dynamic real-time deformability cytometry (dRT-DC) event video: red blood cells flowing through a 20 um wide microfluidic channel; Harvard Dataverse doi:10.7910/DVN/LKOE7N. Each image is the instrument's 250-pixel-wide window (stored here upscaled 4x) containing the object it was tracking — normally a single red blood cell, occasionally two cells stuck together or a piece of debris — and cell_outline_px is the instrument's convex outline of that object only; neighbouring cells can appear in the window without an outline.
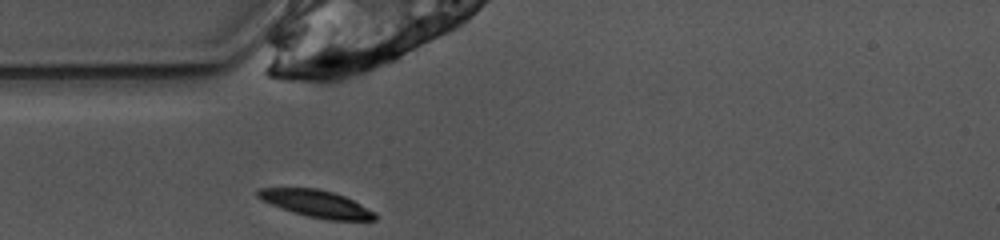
{"species": "common noctule bat (a hibernating species)", "species_latin": "Nyctalus noctula", "temperature_condition": "warm", "stored_images_in_passage": 26, "camera_frame_rate_fps": 3000, "um_per_image_px": 0.085, "animal": {"sex": "female", "body_mass_g": 10.0, "forearm_length_mm": 53.1}, "frame": {"image": 1, "passage_image": 1, "time_ms": 0.0, "image_size_px": [1000, 240], "cell_outline_px": [[376, 220], [328, 220], [308, 216], [272, 204], [256, 196], [256, 192], [260, 188], [316, 188], [332, 192], [344, 196], [376, 212]], "centroid_in_image_um": [26.93, 17.31], "position_along_channel_um": 58.1, "area_um2": 18.03}}
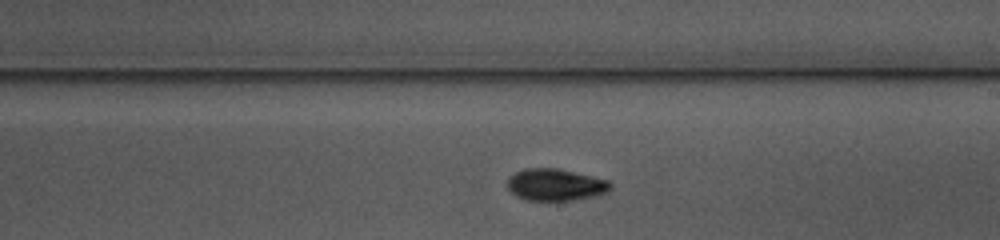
{"frame": {"image": 2, "passage_image": 15, "time_ms": 4.667, "image_size_px": [1000, 240], "cell_outline_px": [[612, 188], [608, 192], [596, 196], [576, 200], [524, 200], [516, 196], [504, 184], [516, 172], [524, 168], [560, 168], [608, 180], [612, 184]], "centroid_in_image_um": [47.23, 15.7], "position_along_channel_um": 241.8, "area_um2": 19.42}}
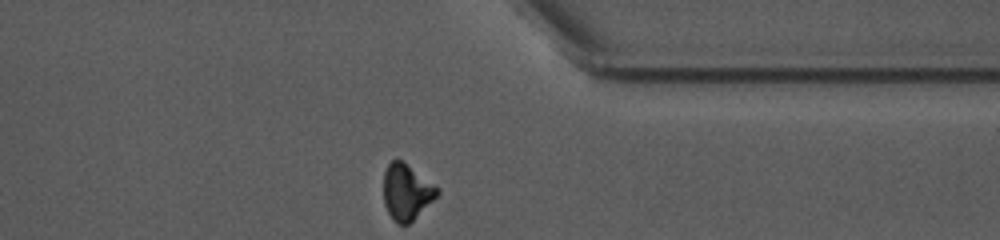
{"frame": {"image": 3, "passage_image": 26, "time_ms": 8.333, "image_size_px": [1000, 240], "cell_outline_px": [[440, 192], [408, 224], [400, 224], [392, 220], [384, 204], [384, 172], [388, 164], [392, 160], [400, 160], [436, 184], [440, 188]], "centroid_in_image_um": [34.55, 16.31], "position_along_channel_um": 376.8, "area_um2": 17.22}, "authors_computed_cell_mechanics": {"area_um2": 18.7561, "velocity_mm_per_s": 3.924, "shape_relaxation_time_tau1_ms": 3.0075, "shape_relaxation_time_tau2_ms": 2.5156, "deformation_change_tau1": 0.1212, "deformation_change_tau2": 0.0635}}